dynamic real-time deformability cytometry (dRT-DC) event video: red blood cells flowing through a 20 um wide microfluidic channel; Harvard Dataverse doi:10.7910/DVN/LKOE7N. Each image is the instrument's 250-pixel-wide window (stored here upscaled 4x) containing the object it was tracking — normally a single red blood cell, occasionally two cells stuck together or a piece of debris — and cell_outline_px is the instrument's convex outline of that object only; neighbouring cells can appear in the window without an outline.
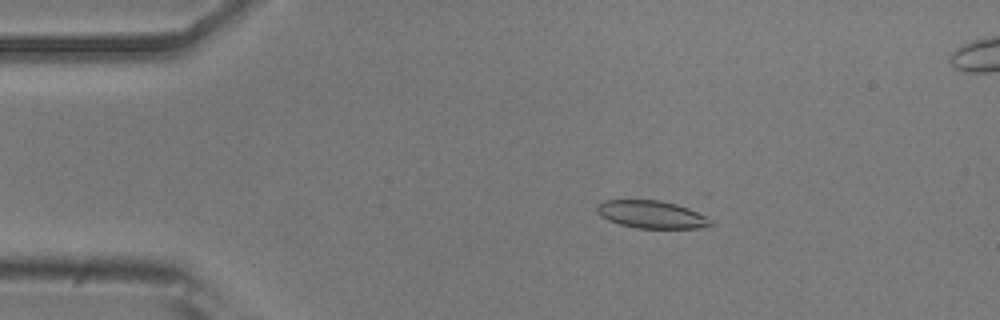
{"species": "common noctule bat (a hibernating species)", "species_latin": "Nyctalus noctula", "temperature_condition": "room temperature", "stored_images_in_passage": 53, "segment_of_instrument_passage": [1, 2], "camera_frame_rate_fps": 3000, "um_per_image_px": 0.085, "animal": {"sex": "male", "body_mass_g": 20.5, "forearm_length_mm": 52.5}, "frame": {"image": 1, "passage_image": 9, "time_ms": 2.667, "image_size_px": [1000, 320], "cell_outline_px": [[716, 224], [700, 228], [636, 228], [620, 224], [608, 220], [600, 216], [596, 212], [596, 208], [604, 200], [660, 200], [676, 204], [688, 208], [712, 220]], "centroid_in_image_um": [55.38, 18.23], "position_along_channel_um": 29.6, "area_um2": 18.26}}
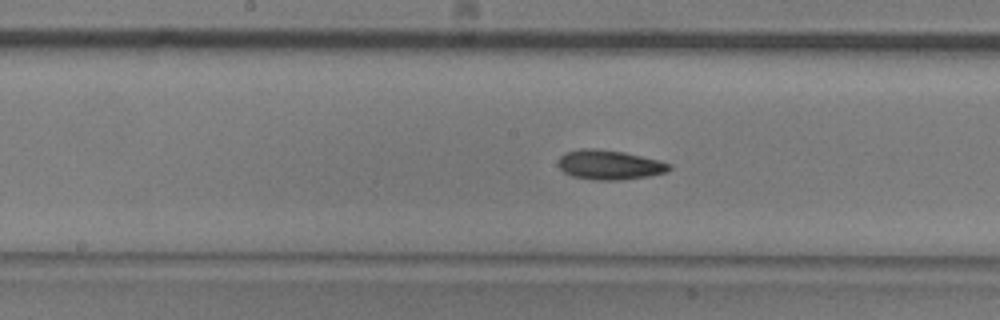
{"frame": {"image": 2, "passage_image": 26, "time_ms": 8.333, "image_size_px": [1000, 320], "cell_outline_px": [[672, 168], [668, 172], [648, 176], [620, 180], [592, 180], [572, 176], [564, 172], [556, 164], [560, 156], [568, 152], [580, 148], [592, 148], [624, 152], [672, 164]], "centroid_in_image_um": [51.78, 14.02], "position_along_channel_um": 196.4, "area_um2": 19.13}}
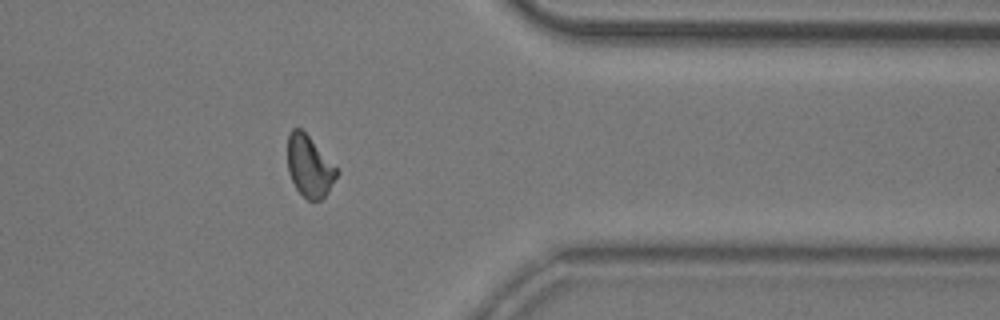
{"frame": {"image": 3, "passage_image": 42, "time_ms": 13.667, "image_size_px": [1000, 320], "cell_outline_px": [[340, 172], [328, 192], [320, 200], [308, 200], [296, 188], [288, 172], [288, 136], [292, 128], [300, 128], [308, 136]], "centroid_in_image_um": [26.3, 14.15], "position_along_channel_um": 385.1, "area_um2": 17.22}}